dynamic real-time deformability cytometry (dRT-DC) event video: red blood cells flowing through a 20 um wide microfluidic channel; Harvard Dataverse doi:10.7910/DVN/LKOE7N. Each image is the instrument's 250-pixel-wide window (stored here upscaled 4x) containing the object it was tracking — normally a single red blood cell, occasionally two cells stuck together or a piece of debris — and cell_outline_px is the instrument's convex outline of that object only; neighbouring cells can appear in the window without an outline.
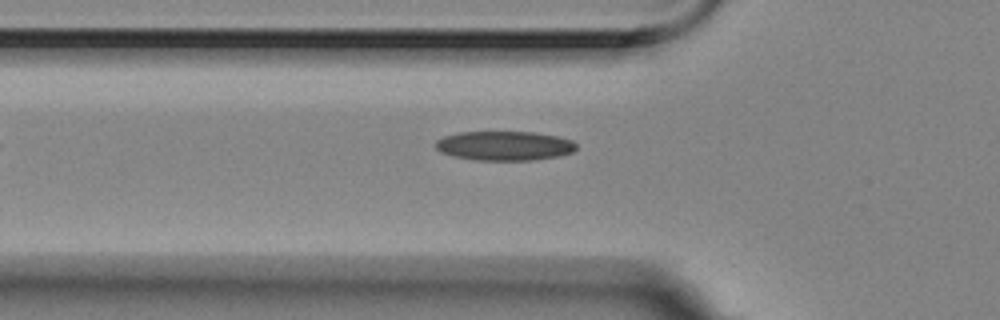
{"species": "Egyptian fruit bat (a non-hibernating species)", "species_latin": "Rousettus aegyptiacus", "temperature_condition": "room temperature", "stored_images_in_passage": 4, "camera_frame_rate_fps": 3000, "um_per_image_px": 0.085, "animal": {"sex": "female"}, "frame": {"image": 1, "passage_image": 4, "time_ms": 1.0, "image_size_px": [1000, 320], "cell_outline_px": [[576, 148], [572, 152], [560, 156], [532, 160], [476, 160], [452, 156], [440, 152], [432, 144], [436, 140], [444, 136], [460, 132], [532, 132], [556, 136], [572, 140], [576, 144]], "centroid_in_image_um": [42.84, 12.39], "position_along_channel_um": 83.0, "area_um2": 24.16}}